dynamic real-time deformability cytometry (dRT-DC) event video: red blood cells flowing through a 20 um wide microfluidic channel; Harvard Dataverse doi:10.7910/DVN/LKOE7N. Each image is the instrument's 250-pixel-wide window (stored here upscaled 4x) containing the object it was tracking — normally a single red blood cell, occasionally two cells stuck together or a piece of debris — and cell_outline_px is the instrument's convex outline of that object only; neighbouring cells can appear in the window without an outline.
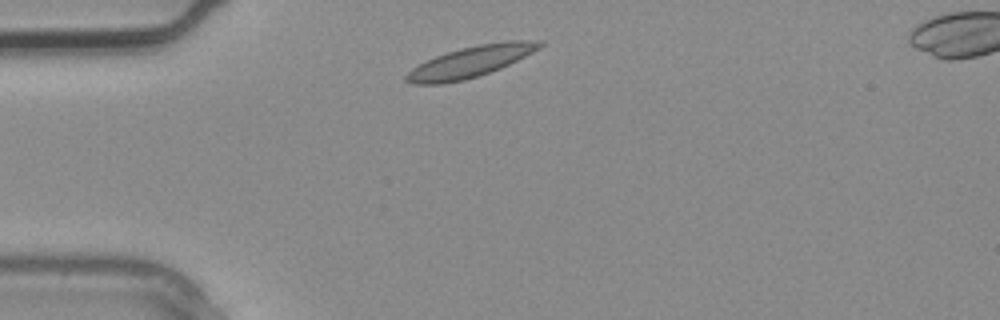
{"species": "common noctule bat (a hibernating species)", "species_latin": "Nyctalus noctula", "temperature_condition": "warm", "stored_images_in_passage": 2, "camera_frame_rate_fps": 3000, "um_per_image_px": 0.085, "animal": {"sex": "male", "body_mass_g": 20.4}, "frame": {"image": 1, "passage_image": 1, "time_ms": 0.0, "image_size_px": [1000, 320], "cell_outline_px": [[544, 44], [540, 48], [500, 68], [464, 80], [444, 84], [412, 84], [404, 80], [404, 76], [412, 68], [436, 56], [460, 48], [476, 44], [504, 40], [540, 40]], "centroid_in_image_um": [39.98, 5.24], "position_along_channel_um": 45.0, "area_um2": 23.99}}